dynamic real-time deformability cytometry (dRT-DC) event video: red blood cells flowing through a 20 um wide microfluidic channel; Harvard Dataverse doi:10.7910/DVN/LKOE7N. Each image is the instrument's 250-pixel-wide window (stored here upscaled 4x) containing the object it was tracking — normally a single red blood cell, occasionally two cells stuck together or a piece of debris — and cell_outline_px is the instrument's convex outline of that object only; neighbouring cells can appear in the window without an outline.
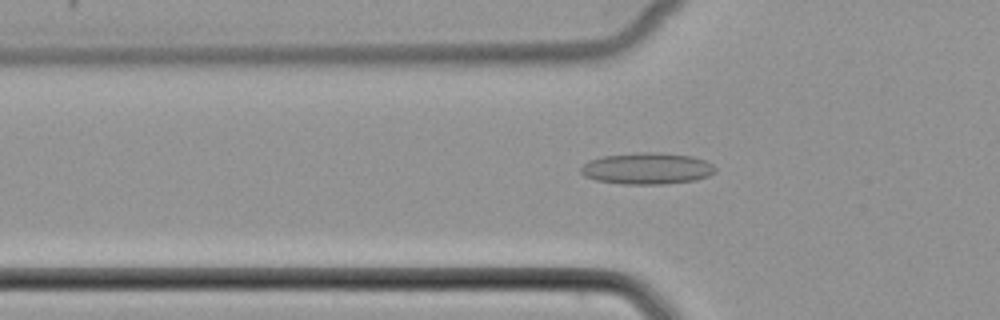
{"species": "common noctule bat (a hibernating species)", "species_latin": "Nyctalus noctula", "temperature_condition": "cold", "stored_images_in_passage": 49, "camera_frame_rate_fps": 3000, "um_per_image_px": 0.085, "animal": {"sex": "female", "body_mass_g": 22.7, "forearm_length_mm": 54.2}, "frame": {"image": 1, "passage_image": 15, "time_ms": 4.667, "image_size_px": [1000, 320], "cell_outline_px": [[716, 172], [708, 176], [696, 180], [664, 184], [620, 184], [596, 180], [584, 176], [580, 172], [580, 168], [588, 160], [600, 156], [636, 152], [660, 152], [692, 156], [704, 160], [712, 164], [716, 168]], "centroid_in_image_um": [54.98, 14.31], "position_along_channel_um": 70.8, "area_um2": 25.03}}
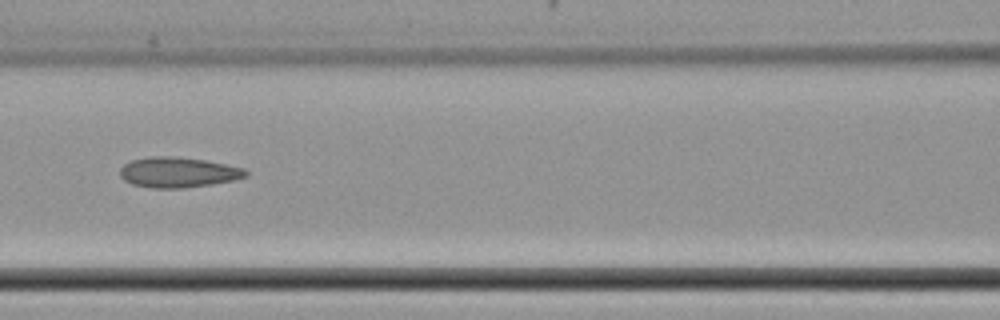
{"frame": {"image": 2, "passage_image": 21, "time_ms": 6.667, "image_size_px": [1000, 320], "cell_outline_px": [[248, 176], [232, 180], [212, 184], [180, 188], [152, 188], [132, 184], [124, 180], [120, 176], [120, 168], [124, 164], [132, 160], [148, 156], [176, 156], [204, 160], [244, 168], [248, 172]], "centroid_in_image_um": [15.11, 14.64], "position_along_channel_um": 151.5, "area_um2": 22.2}}
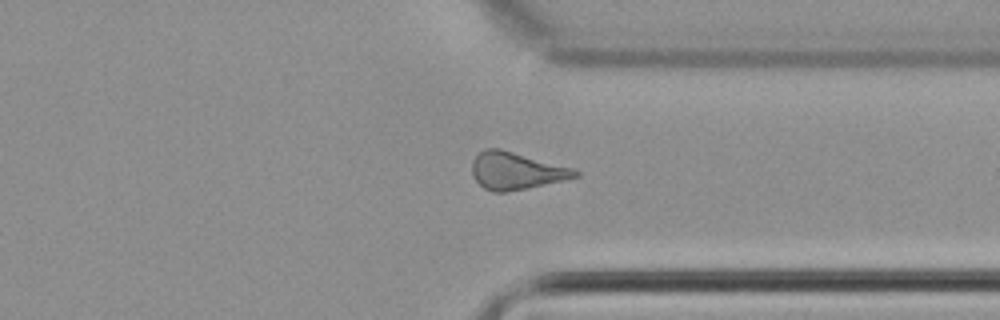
{"frame": {"image": 3, "passage_image": 37, "time_ms": 12.0, "image_size_px": [1000, 320], "cell_outline_px": [[580, 176], [524, 188], [504, 192], [492, 192], [484, 188], [472, 176], [472, 160], [484, 148], [500, 148], [572, 168], [580, 172]], "centroid_in_image_um": [43.82, 14.5], "position_along_channel_um": 367.6, "area_um2": 22.02}}